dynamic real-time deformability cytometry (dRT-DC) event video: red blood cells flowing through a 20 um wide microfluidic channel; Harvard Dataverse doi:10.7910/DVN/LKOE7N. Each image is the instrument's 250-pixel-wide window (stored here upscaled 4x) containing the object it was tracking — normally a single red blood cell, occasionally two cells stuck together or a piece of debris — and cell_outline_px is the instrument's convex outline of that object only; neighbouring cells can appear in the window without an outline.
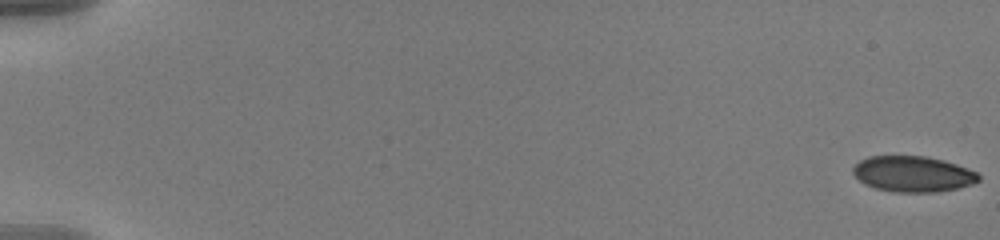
{"species": "human", "species_latin": "Homo sapiens", "temperature_condition": "warm", "stored_images_in_passage": 43, "camera_frame_rate_fps": 3000, "um_per_image_px": 0.085, "donor": {"sex": "male"}, "frame": {"image": 1, "passage_image": 1, "time_ms": 0.0, "image_size_px": [1000, 240], "cell_outline_px": [[980, 180], [972, 184], [956, 188], [936, 192], [892, 192], [876, 188], [864, 184], [852, 172], [852, 168], [860, 160], [868, 156], [928, 156], [944, 160], [968, 168], [976, 172], [980, 176]], "centroid_in_image_um": [77.6, 14.78], "position_along_channel_um": 7.4, "area_um2": 26.24}}
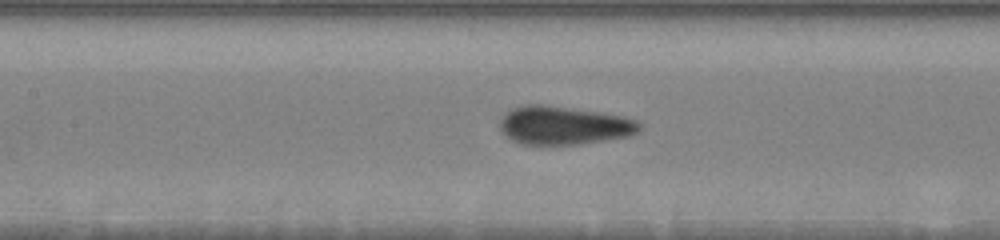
{"frame": {"image": 2, "passage_image": 25, "time_ms": 8.0, "image_size_px": [1000, 240], "cell_outline_px": [[640, 128], [636, 132], [628, 136], [576, 144], [520, 144], [512, 140], [500, 128], [500, 120], [512, 108], [528, 104], [544, 104], [600, 112], [624, 116], [636, 120], [640, 124]], "centroid_in_image_um": [47.91, 10.64], "position_along_channel_um": 159.5, "area_um2": 30.81}}
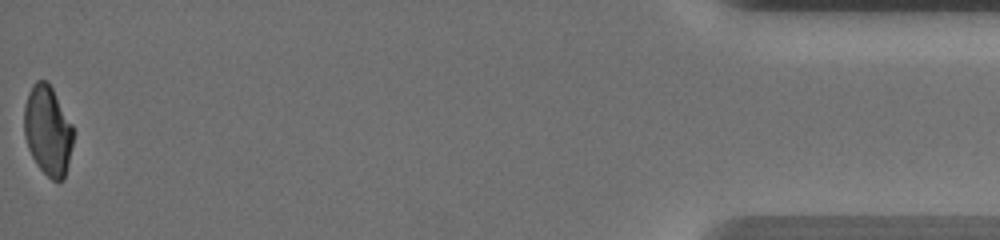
{"frame": {"image": 3, "passage_image": 43, "time_ms": 14.0, "image_size_px": [1000, 240], "cell_outline_px": [[72, 144], [68, 164], [64, 180], [52, 180], [36, 164], [28, 148], [24, 136], [24, 104], [28, 92], [32, 84], [36, 80], [48, 80], [72, 124]], "centroid_in_image_um": [4.04, 11.06], "position_along_channel_um": 431.2, "area_um2": 25.66}}